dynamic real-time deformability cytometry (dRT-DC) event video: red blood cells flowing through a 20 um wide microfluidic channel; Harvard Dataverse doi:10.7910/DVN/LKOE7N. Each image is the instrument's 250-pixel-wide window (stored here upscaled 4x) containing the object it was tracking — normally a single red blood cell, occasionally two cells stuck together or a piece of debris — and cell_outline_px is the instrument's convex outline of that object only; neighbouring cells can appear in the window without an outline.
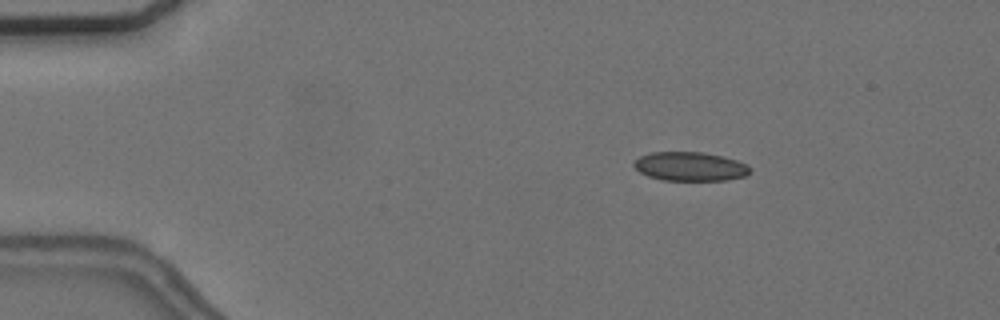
{"species": "common noctule bat (a hibernating species)", "species_latin": "Nyctalus noctula", "temperature_condition": "cold", "stored_images_in_passage": 5, "camera_frame_rate_fps": 3000, "um_per_image_px": 0.085, "animal": {"sex": "female", "body_mass_g": 24.6, "forearm_length_mm": 56.2}, "frame": {"image": 1, "passage_image": 3, "time_ms": 2.0, "image_size_px": [1000, 320], "cell_outline_px": [[752, 172], [744, 176], [728, 180], [664, 180], [648, 176], [640, 172], [632, 164], [640, 156], [652, 152], [700, 152], [720, 156], [736, 160], [752, 168]], "centroid_in_image_um": [58.66, 14.15], "position_along_channel_um": 26.3, "area_um2": 19.42}}